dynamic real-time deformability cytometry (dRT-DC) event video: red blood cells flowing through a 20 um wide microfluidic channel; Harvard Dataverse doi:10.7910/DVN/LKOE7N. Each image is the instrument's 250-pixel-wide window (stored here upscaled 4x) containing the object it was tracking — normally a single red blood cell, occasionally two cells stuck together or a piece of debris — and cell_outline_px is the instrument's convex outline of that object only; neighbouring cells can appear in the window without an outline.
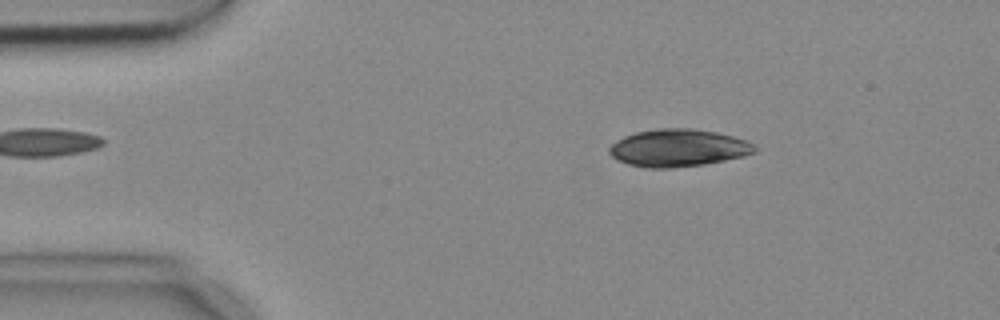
{"species": "common noctule bat (a hibernating species)", "species_latin": "Nyctalus noctula", "temperature_condition": "cold", "stored_images_in_passage": 8, "camera_frame_rate_fps": 3000, "um_per_image_px": 0.085, "animal": {"sex": "female", "body_mass_g": 18.4}, "frame": {"image": 1, "passage_image": 2, "time_ms": 0.333, "image_size_px": [1000, 320], "cell_outline_px": [[756, 152], [744, 156], [704, 164], [672, 168], [644, 168], [628, 164], [616, 160], [608, 152], [608, 148], [616, 140], [624, 136], [636, 132], [656, 128], [692, 128], [716, 132], [748, 140], [756, 148]], "centroid_in_image_um": [57.62, 12.57], "position_along_channel_um": 27.4, "area_um2": 31.91}}